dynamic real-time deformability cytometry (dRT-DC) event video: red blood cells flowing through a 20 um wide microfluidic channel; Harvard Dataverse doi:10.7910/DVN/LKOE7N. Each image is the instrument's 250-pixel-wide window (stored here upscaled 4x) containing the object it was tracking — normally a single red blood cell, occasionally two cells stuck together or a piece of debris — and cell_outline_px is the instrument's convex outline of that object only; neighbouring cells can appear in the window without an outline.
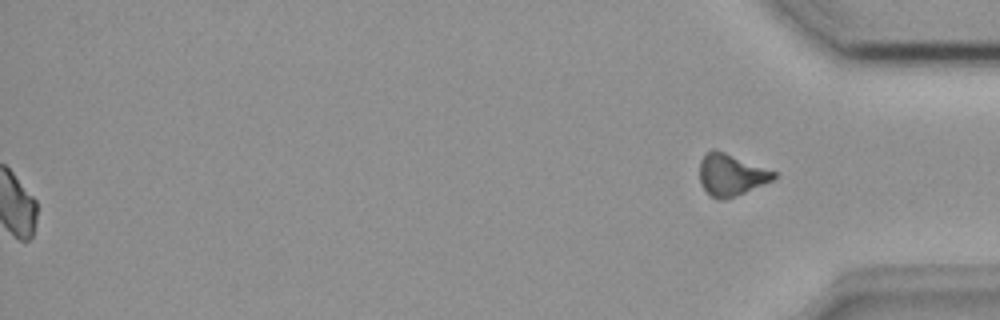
{"species": "common noctule bat (a hibernating species)", "species_latin": "Nyctalus noctula", "temperature_condition": "room temperature", "stored_images_in_passage": 38, "segment_of_instrument_passage": [2, 2], "camera_frame_rate_fps": 3000, "um_per_image_px": 0.085, "animal": {"sex": "female", "body_mass_g": 18.4}, "frame": {"image": 1, "passage_image": 38, "time_ms": 12.333, "image_size_px": [1000, 320], "cell_outline_px": [[776, 176], [772, 180], [744, 192], [720, 200], [712, 196], [700, 184], [700, 160], [712, 148], [724, 152], [776, 172]], "centroid_in_image_um": [62.11, 14.84], "position_along_channel_um": 373.1, "area_um2": 17.46}}